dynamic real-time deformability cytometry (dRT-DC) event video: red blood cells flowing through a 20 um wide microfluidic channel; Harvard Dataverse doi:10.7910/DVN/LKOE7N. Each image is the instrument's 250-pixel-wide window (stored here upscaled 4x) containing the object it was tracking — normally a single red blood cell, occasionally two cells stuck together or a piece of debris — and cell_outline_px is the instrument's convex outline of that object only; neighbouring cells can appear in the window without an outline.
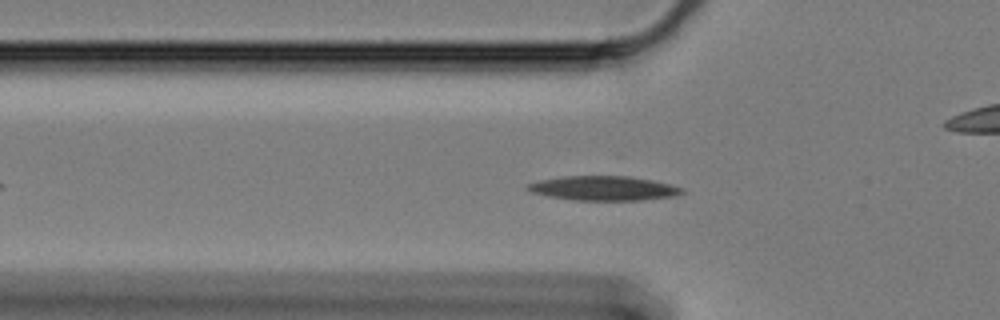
{"species": "Egyptian fruit bat (a non-hibernating species)", "species_latin": "Rousettus aegyptiacus", "temperature_condition": "cold", "stored_images_in_passage": 24, "camera_frame_rate_fps": 3000, "um_per_image_px": 0.085, "animal": {"sex": "female"}, "frame": {"image": 1, "passage_image": 2, "time_ms": 0.333, "image_size_px": [1000, 320], "cell_outline_px": [[684, 192], [676, 196], [640, 200], [572, 200], [548, 196], [528, 192], [524, 188], [528, 184], [540, 180], [560, 176], [632, 176], [672, 184], [684, 188]], "centroid_in_image_um": [51.29, 16.0], "position_along_channel_um": 74.5, "area_um2": 22.25}}
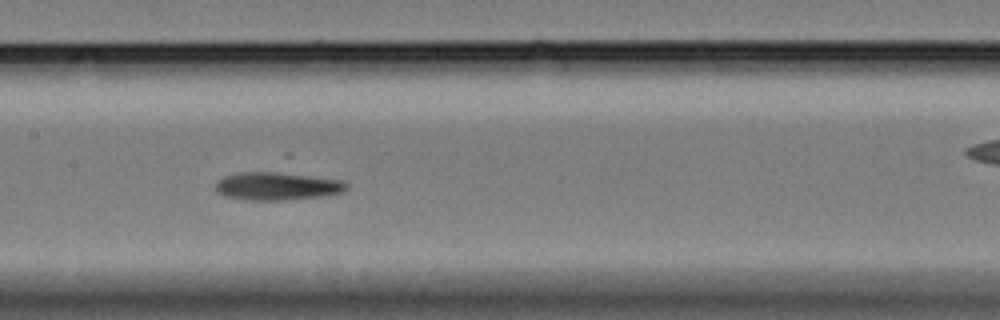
{"frame": {"image": 2, "passage_image": 12, "time_ms": 3.667, "image_size_px": [1000, 320], "cell_outline_px": [[348, 188], [344, 192], [328, 196], [288, 200], [248, 200], [224, 196], [216, 192], [216, 180], [224, 176], [240, 172], [288, 172], [344, 180], [348, 184]], "centroid_in_image_um": [23.62, 15.82], "position_along_channel_um": 183.8, "area_um2": 21.96}}
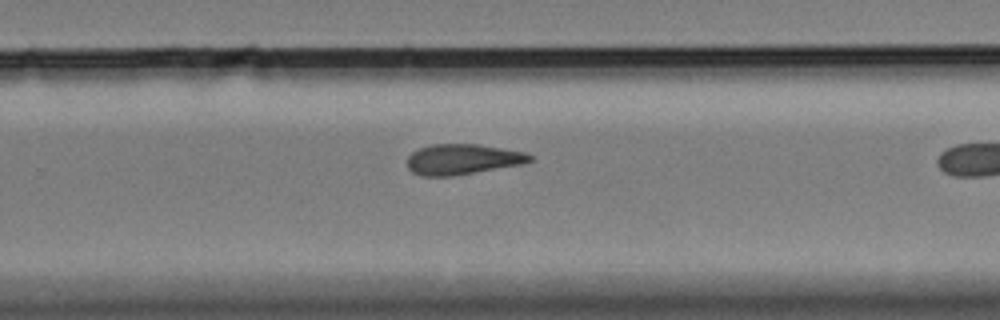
{"frame": {"image": 3, "passage_image": 22, "time_ms": 7.0, "image_size_px": [1000, 320], "cell_outline_px": [[536, 160], [524, 164], [452, 176], [420, 176], [412, 172], [408, 168], [408, 156], [412, 152], [420, 148], [432, 144], [476, 144], [528, 152]], "centroid_in_image_um": [39.37, 13.54], "position_along_channel_um": 290.4, "area_um2": 21.96}}